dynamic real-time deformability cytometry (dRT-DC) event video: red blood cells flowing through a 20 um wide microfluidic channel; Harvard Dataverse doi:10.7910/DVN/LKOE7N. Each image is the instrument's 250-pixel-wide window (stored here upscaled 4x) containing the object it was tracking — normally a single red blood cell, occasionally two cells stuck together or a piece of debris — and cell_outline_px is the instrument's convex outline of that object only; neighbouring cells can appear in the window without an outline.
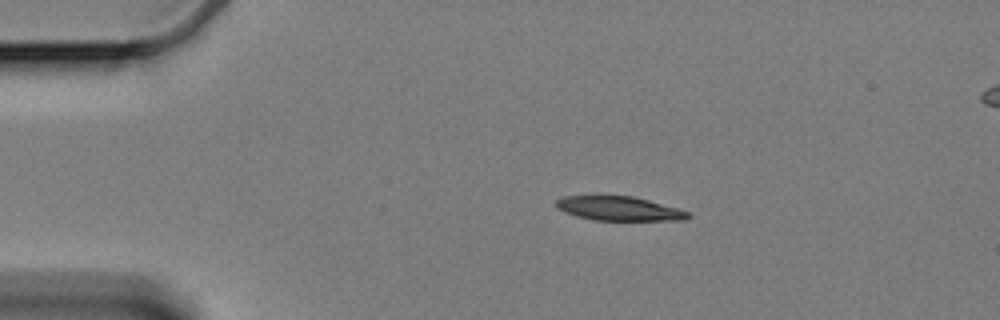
{"species": "Egyptian fruit bat (a non-hibernating species)", "species_latin": "Rousettus aegyptiacus", "temperature_condition": "cold", "stored_images_in_passage": 49, "camera_frame_rate_fps": 3000, "um_per_image_px": 0.085, "animal": {"sex": "female"}, "frame": {"image": 1, "passage_image": 1, "time_ms": 0.0, "image_size_px": [1000, 320], "cell_outline_px": [[692, 216], [684, 220], [596, 220], [576, 216], [564, 212], [556, 208], [556, 200], [564, 196], [596, 192], [632, 196], [648, 200], [676, 208], [688, 212]], "centroid_in_image_um": [52.5, 17.67], "position_along_channel_um": 32.5, "area_um2": 19.36}}
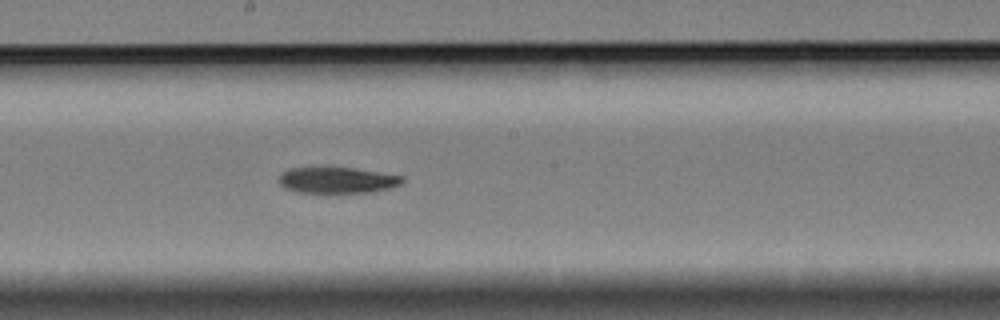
{"frame": {"image": 2, "passage_image": 22, "time_ms": 7.0, "image_size_px": [1000, 320], "cell_outline_px": [[404, 180], [400, 184], [388, 188], [372, 192], [296, 192], [284, 188], [280, 184], [280, 172], [288, 168], [352, 168], [404, 176]], "centroid_in_image_um": [28.64, 15.31], "position_along_channel_um": 219.6, "area_um2": 18.5}}
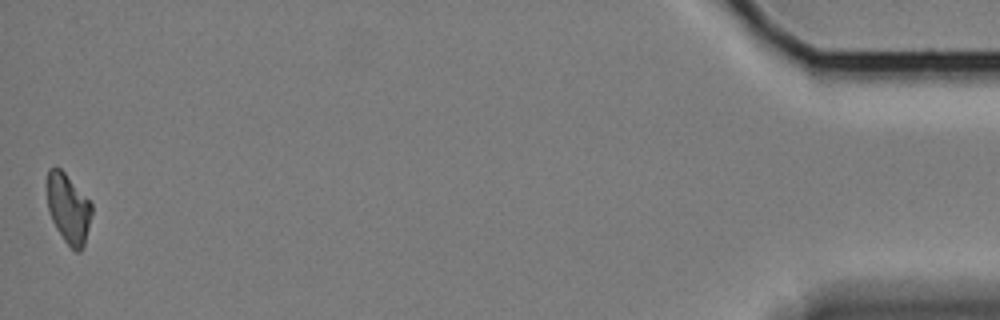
{"frame": {"image": 3, "passage_image": 49, "time_ms": 16.0, "image_size_px": [1000, 320], "cell_outline_px": [[92, 212], [84, 244], [80, 252], [76, 252], [64, 240], [56, 228], [48, 212], [48, 168], [60, 168], [64, 172], [92, 204]], "centroid_in_image_um": [5.81, 17.75], "position_along_channel_um": 429.4, "area_um2": 17.69}, "authors_computed_cell_mechanics": {"area_um2": 19.9988, "velocity_mm_per_s": 3.3278, "shape_relaxation_time_tau1_ms": 6.7944, "shape_relaxation_time_tau2_ms": null, "deformation_change_tau1": 0.1581, "deformation_change_tau2": null}}